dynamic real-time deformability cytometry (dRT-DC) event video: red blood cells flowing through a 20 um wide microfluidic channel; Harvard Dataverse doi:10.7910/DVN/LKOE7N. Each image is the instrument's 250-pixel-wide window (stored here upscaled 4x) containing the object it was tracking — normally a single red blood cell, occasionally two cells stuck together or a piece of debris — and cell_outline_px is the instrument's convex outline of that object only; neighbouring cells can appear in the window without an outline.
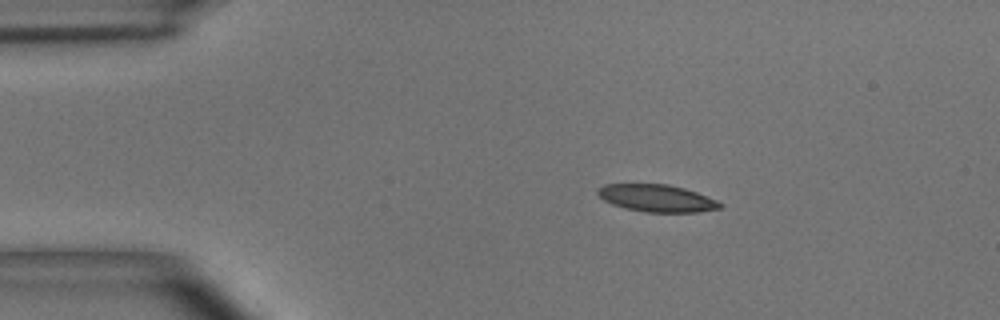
{"species": "common noctule bat (a hibernating species)", "species_latin": "Nyctalus noctula", "temperature_condition": "room temperature", "stored_images_in_passage": 46, "camera_frame_rate_fps": 3000, "um_per_image_px": 0.085, "animal": {"sex": "male", "body_mass_g": 15.6}, "frame": {"image": 1, "passage_image": 1, "time_ms": 0.0, "image_size_px": [1000, 320], "cell_outline_px": [[724, 204], [720, 208], [696, 212], [648, 212], [624, 208], [612, 204], [604, 200], [596, 192], [604, 184], [668, 184], [684, 188], [696, 192], [716, 200]], "centroid_in_image_um": [55.83, 16.84], "position_along_channel_um": 29.2, "area_um2": 19.25}}
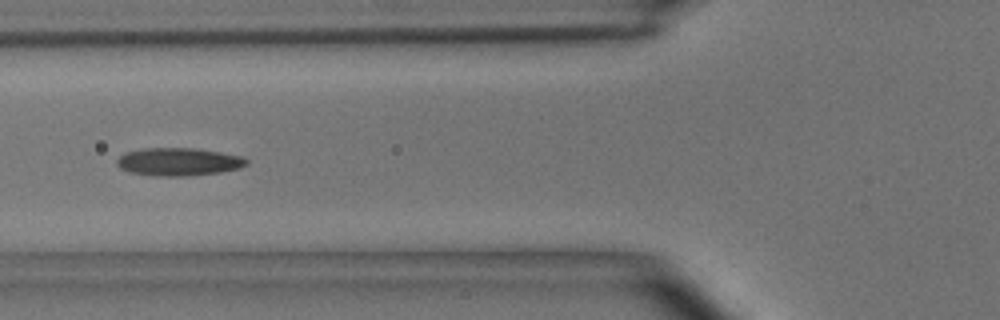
{"frame": {"image": 2, "passage_image": 12, "time_ms": 3.667, "image_size_px": [1000, 320], "cell_outline_px": [[248, 164], [240, 168], [220, 172], [188, 176], [156, 176], [128, 172], [120, 168], [116, 164], [116, 160], [124, 152], [144, 148], [196, 148], [244, 156], [248, 160]], "centroid_in_image_um": [15.18, 13.75], "position_along_channel_um": 110.6, "area_um2": 21.33}}
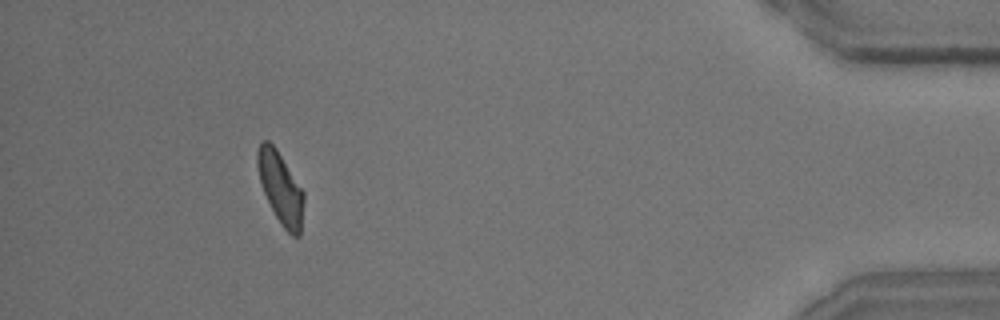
{"frame": {"image": 3, "passage_image": 42, "time_ms": 13.667, "image_size_px": [1000, 320], "cell_outline_px": [[304, 200], [300, 236], [292, 236], [284, 228], [276, 216], [264, 192], [260, 180], [256, 164], [256, 152], [260, 140], [268, 140], [276, 148], [304, 192]], "centroid_in_image_um": [23.84, 15.94], "position_along_channel_um": 411.4, "area_um2": 19.19}, "authors_computed_cell_mechanics": {"area_um2": 20.1144, "velocity_mm_per_s": 3.6046, "shape_relaxation_time_tau1_ms": 5.7658, "shape_relaxation_time_tau2_ms": 3.4344, "deformation_change_tau1": 0.1667, "deformation_change_tau2": 0.1155}}